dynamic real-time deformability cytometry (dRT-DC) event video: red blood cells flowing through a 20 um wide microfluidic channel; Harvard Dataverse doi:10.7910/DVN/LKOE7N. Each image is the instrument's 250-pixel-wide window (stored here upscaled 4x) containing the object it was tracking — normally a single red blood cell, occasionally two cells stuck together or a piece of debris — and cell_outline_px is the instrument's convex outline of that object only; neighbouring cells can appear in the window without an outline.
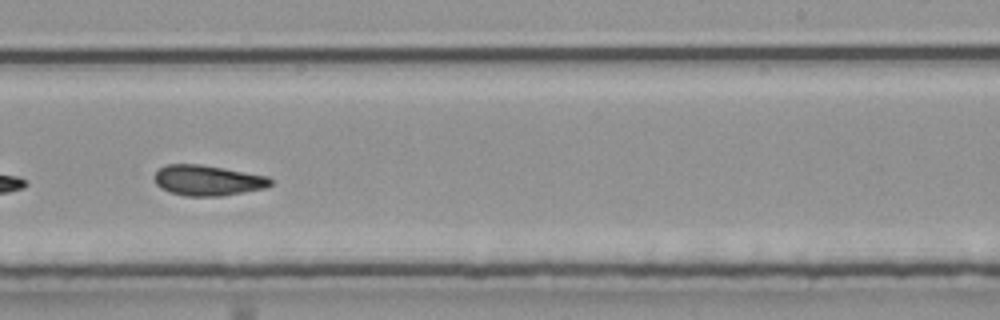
{"species": "common noctule bat (a hibernating species)", "species_latin": "Nyctalus noctula", "temperature_condition": "room temperature", "stored_images_in_passage": 27, "camera_frame_rate_fps": 3000, "um_per_image_px": 0.085, "animal": {"sex": "male", "body_mass_g": 20.4}, "frame": {"image": 1, "passage_image": 16, "time_ms": 5.0, "image_size_px": [1000, 320], "cell_outline_px": [[272, 184], [264, 188], [220, 196], [188, 196], [168, 192], [160, 188], [156, 184], [152, 176], [160, 168], [168, 164], [200, 164], [224, 168], [268, 176], [272, 180]], "centroid_in_image_um": [17.61, 15.33], "position_along_channel_um": 271.4, "area_um2": 20.63}}